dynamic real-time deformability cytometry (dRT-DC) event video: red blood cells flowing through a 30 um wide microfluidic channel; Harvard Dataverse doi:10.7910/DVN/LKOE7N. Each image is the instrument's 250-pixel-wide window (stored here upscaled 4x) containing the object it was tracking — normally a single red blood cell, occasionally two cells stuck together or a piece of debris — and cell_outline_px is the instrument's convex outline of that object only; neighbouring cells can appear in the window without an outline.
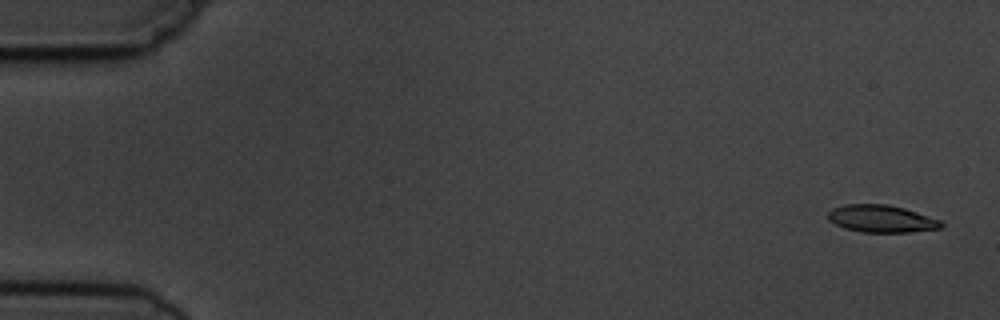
{"species": "common noctule bat (a hibernating species)", "species_latin": "Nyctalus noctula", "temperature_condition": "cold", "stored_images_in_passage": 5, "camera_frame_rate_fps": 3000, "um_per_image_px": 0.085, "animal": {"sex": "male", "body_mass_g": 19.5, "forearm_length_mm": 54.6}, "frame": {"image": 1, "passage_image": 1, "time_ms": 0.0, "image_size_px": [1000, 320], "cell_outline_px": [[944, 224], [940, 228], [912, 232], [860, 232], [844, 228], [828, 220], [828, 212], [832, 208], [844, 204], [888, 204], [904, 208], [940, 220]], "centroid_in_image_um": [74.89, 18.59], "position_along_channel_um": 10.1, "area_um2": 18.03}}
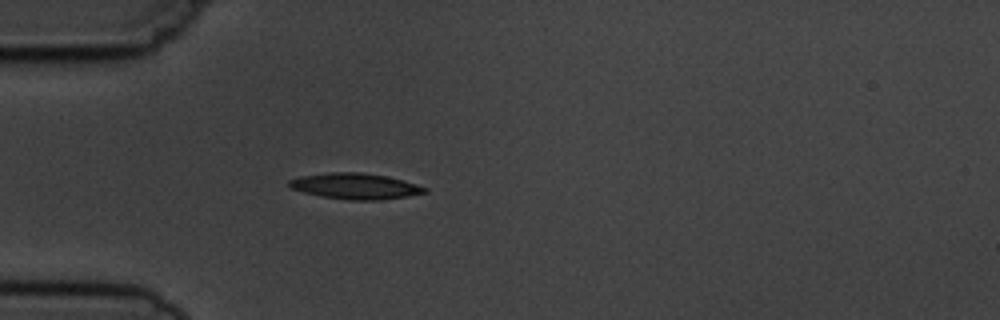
{"frame": {"image": 2, "passage_image": 5, "time_ms": 4.667, "image_size_px": [1000, 320], "cell_outline_px": [[428, 192], [408, 196], [380, 200], [348, 200], [320, 196], [304, 192], [292, 188], [288, 184], [288, 180], [300, 176], [332, 172], [360, 172], [388, 176], [404, 180], [428, 188]], "centroid_in_image_um": [30.23, 15.82], "position_along_channel_um": 54.8, "area_um2": 20.52}}